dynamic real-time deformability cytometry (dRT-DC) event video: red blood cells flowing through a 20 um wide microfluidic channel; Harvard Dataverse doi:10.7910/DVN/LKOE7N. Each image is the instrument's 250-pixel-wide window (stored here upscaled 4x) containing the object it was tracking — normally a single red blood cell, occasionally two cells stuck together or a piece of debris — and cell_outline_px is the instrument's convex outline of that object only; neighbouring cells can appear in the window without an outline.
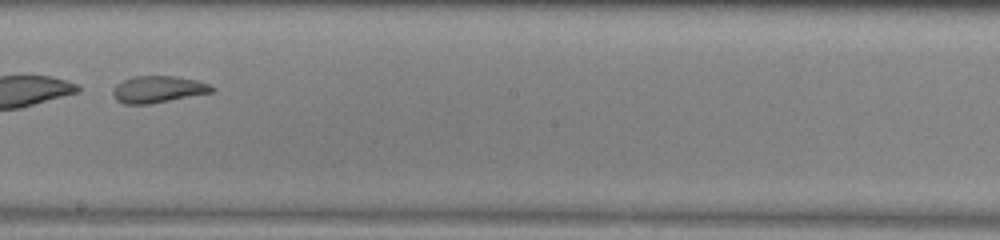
{"species": "common noctule bat (a hibernating species)", "species_latin": "Nyctalus noctula", "temperature_condition": "warm", "stored_images_in_passage": 32, "camera_frame_rate_fps": 3000, "um_per_image_px": 0.085, "animal": {"sex": "male", "body_mass_g": 13.0, "forearm_length_mm": 53.1}, "frame": {"image": 1, "passage_image": 19, "time_ms": 6.0, "image_size_px": [1000, 240], "cell_outline_px": [[216, 88], [212, 92], [148, 104], [124, 104], [116, 100], [112, 96], [112, 88], [116, 84], [132, 76], [172, 76], [196, 80], [208, 84]], "centroid_in_image_um": [13.37, 7.59], "position_along_channel_um": 234.8, "area_um2": 15.37}, "authors_computed_cell_mechanics": {"area_um2": 16.2996, "velocity_mm_per_s": 3.9139, "shape_relaxation_time_tau1_ms": 4.8882, "shape_relaxation_time_tau2_ms": 2.6908, "deformation_change_tau1": 0.295, "deformation_change_tau2": 0.0896}}